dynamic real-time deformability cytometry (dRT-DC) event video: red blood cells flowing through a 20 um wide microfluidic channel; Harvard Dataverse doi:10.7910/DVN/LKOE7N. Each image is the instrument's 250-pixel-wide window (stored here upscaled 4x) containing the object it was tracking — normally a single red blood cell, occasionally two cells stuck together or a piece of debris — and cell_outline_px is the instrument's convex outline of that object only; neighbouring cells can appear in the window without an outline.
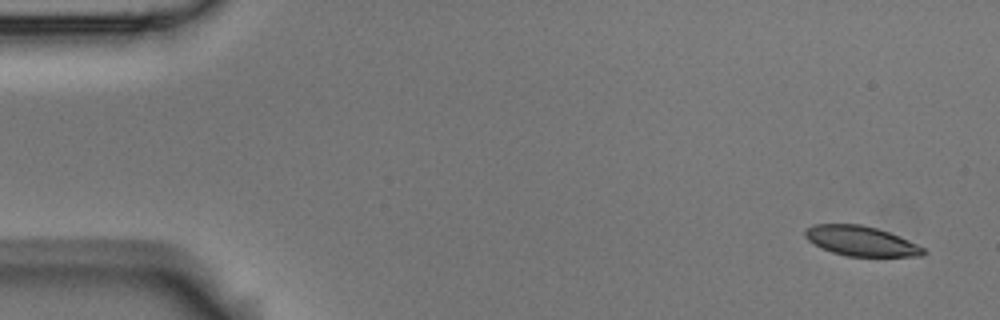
{"species": "Egyptian fruit bat (a non-hibernating species)", "species_latin": "Rousettus aegyptiacus", "temperature_condition": "room temperature", "stored_images_in_passage": 5, "camera_frame_rate_fps": 3000, "um_per_image_px": 0.085, "animal": {"sex": "male"}, "frame": {"image": 1, "passage_image": 1, "time_ms": 0.0, "image_size_px": [1000, 320], "cell_outline_px": [[928, 252], [924, 256], [848, 256], [832, 252], [808, 240], [804, 236], [804, 228], [812, 224], [860, 224], [876, 228], [888, 232], [908, 240], [924, 248]], "centroid_in_image_um": [73.18, 20.48], "position_along_channel_um": 11.8, "area_um2": 20.46}}
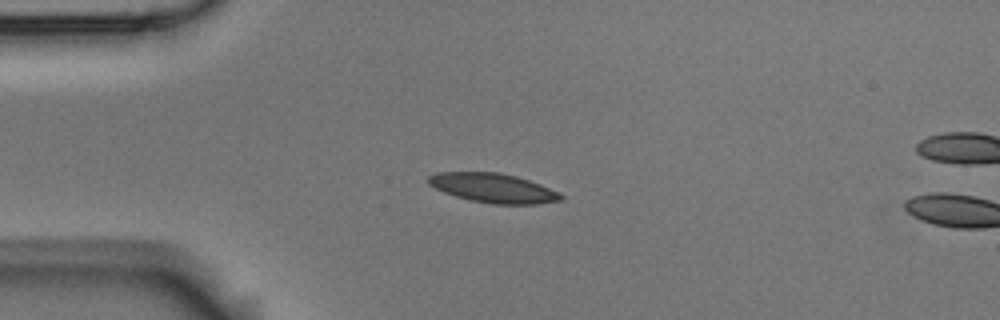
{"frame": {"image": 2, "passage_image": 4, "time_ms": 1.0, "image_size_px": [1000, 320], "cell_outline_px": [[564, 196], [560, 200], [536, 204], [492, 204], [468, 200], [444, 192], [428, 184], [428, 176], [436, 172], [496, 172], [516, 176], [540, 184], [560, 192]], "centroid_in_image_um": [41.91, 15.98], "position_along_channel_um": 43.1, "area_um2": 22.6}}